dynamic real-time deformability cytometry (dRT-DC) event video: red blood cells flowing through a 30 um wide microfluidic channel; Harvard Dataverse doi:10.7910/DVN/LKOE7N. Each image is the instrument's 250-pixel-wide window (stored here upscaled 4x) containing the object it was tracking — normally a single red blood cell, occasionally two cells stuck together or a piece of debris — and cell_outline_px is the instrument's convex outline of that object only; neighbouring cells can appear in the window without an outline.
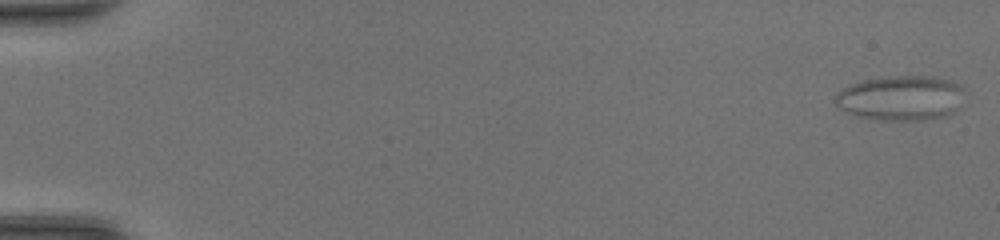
{"species": "common noctule bat (a hibernating species)", "species_latin": "Nyctalus noctula", "temperature_condition": "room temperature", "stored_images_in_passage": 48, "camera_frame_rate_fps": 3000, "um_per_image_px": 0.085, "animal": {"sex": "female", "body_mass_g": 20.0, "forearm_length_mm": 54.0}, "frame": {"image": 1, "passage_image": 1, "time_ms": 0.0, "image_size_px": [1000, 240], "cell_outline_px": [[964, 88], [960, 108], [956, 112], [944, 116], [924, 120], [876, 120], [856, 116], [836, 108], [832, 100], [836, 92], [848, 84], [864, 80], [888, 76], [936, 76], [952, 80], [960, 84]], "centroid_in_image_um": [76.55, 8.33], "position_along_channel_um": 8.5, "area_um2": 34.8}}
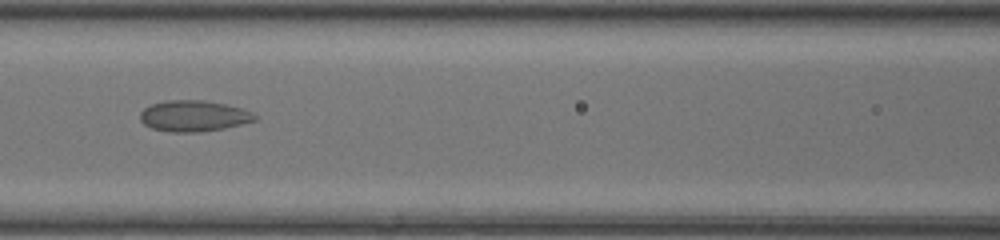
{"frame": {"image": 2, "passage_image": 23, "time_ms": 7.333, "image_size_px": [1000, 240], "cell_outline_px": [[256, 120], [224, 128], [200, 132], [172, 132], [152, 128], [144, 124], [140, 120], [140, 112], [144, 108], [152, 104], [168, 100], [204, 100], [224, 104], [240, 108], [252, 112], [256, 116]], "centroid_in_image_um": [16.44, 9.85], "position_along_channel_um": 150.2, "area_um2": 20.58}}
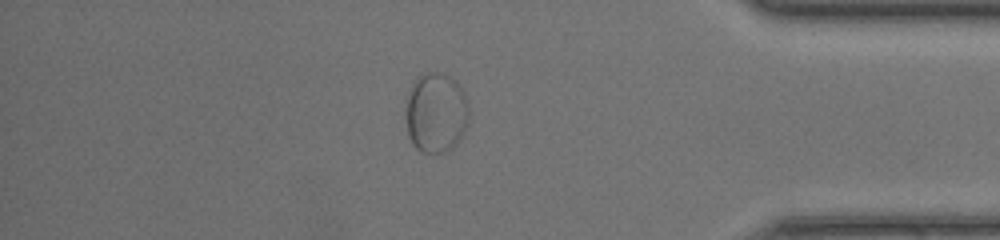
{"frame": {"image": 3, "passage_image": 42, "time_ms": 13.667, "image_size_px": [1000, 240], "cell_outline_px": [[468, 124], [460, 140], [452, 148], [444, 152], [420, 152], [412, 144], [408, 136], [404, 116], [404, 100], [416, 76], [428, 72], [440, 72], [456, 80], [460, 84], [468, 100]], "centroid_in_image_um": [37.02, 9.56], "position_along_channel_um": 398.2, "area_um2": 30.46}}